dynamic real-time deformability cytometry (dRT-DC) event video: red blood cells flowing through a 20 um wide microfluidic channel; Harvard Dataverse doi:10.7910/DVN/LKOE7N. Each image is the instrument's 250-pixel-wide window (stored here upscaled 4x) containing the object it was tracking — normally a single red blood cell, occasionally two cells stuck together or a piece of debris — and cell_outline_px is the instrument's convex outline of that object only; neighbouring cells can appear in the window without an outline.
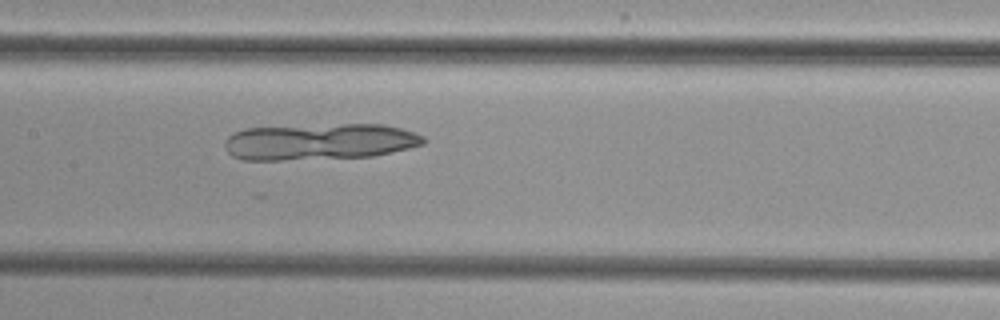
{"species": "common noctule bat (a hibernating species)", "species_latin": "Nyctalus noctula", "temperature_condition": "cold", "stored_images_in_passage": 11, "camera_frame_rate_fps": 3000, "um_per_image_px": 0.085, "animal": {"sex": "female", "body_mass_g": 29.2, "forearm_length_mm": 56.3}, "frame": {"image": 1, "passage_image": 10, "time_ms": 12.0, "image_size_px": [1000, 320], "cell_outline_px": [[428, 140], [424, 144], [408, 148], [372, 156], [280, 160], [244, 160], [232, 156], [228, 152], [224, 144], [224, 140], [228, 136], [244, 128], [344, 124], [384, 124], [400, 128], [424, 136]], "centroid_in_image_um": [27.16, 12.04], "position_along_channel_um": 180.2, "area_um2": 42.02}}